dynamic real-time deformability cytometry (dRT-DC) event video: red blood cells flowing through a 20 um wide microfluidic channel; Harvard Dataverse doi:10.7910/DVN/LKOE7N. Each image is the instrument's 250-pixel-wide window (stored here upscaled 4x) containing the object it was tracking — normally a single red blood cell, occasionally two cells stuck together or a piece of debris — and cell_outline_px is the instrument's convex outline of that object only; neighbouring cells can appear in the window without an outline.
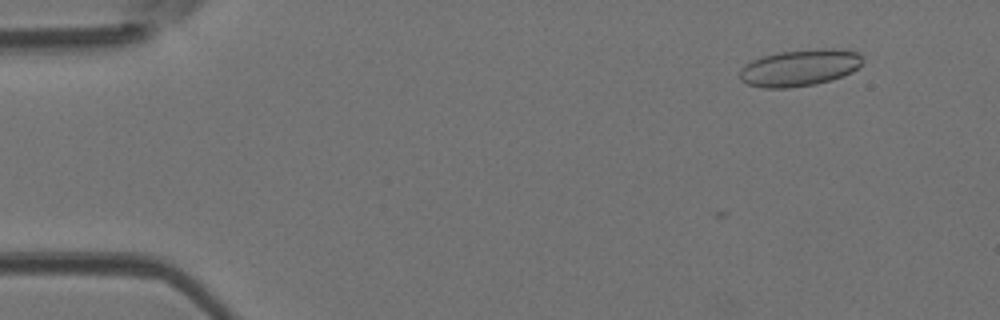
{"species": "Egyptian fruit bat (a non-hibernating species)", "species_latin": "Rousettus aegyptiacus", "temperature_condition": "room temperature", "stored_images_in_passage": 7, "camera_frame_rate_fps": 3000, "um_per_image_px": 0.085, "animal": {"sex": "female"}, "frame": {"image": 1, "passage_image": 3, "time_ms": 0.667, "image_size_px": [1000, 320], "cell_outline_px": [[864, 60], [852, 72], [832, 80], [816, 84], [788, 88], [764, 88], [748, 84], [740, 80], [740, 72], [744, 64], [752, 60], [764, 56], [780, 52], [816, 48], [832, 48], [860, 52]], "centroid_in_image_um": [67.99, 5.75], "position_along_channel_um": 17.0, "area_um2": 26.41}}